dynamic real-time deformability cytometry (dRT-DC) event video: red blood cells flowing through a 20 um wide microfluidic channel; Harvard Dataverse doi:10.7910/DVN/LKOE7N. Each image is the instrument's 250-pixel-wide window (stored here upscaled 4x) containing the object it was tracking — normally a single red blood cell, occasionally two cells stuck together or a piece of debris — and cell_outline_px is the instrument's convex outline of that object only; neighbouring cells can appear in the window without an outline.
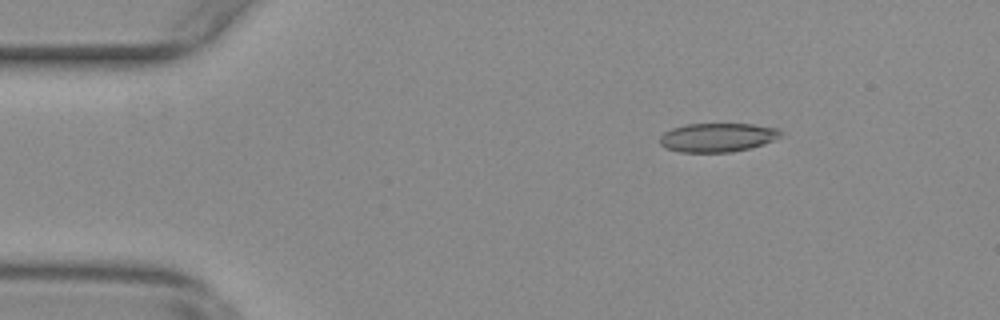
{"species": "common noctule bat (a hibernating species)", "species_latin": "Nyctalus noctula", "temperature_condition": "warm", "stored_images_in_passage": 47, "camera_frame_rate_fps": 3000, "um_per_image_px": 0.085, "animal": {"sex": "female", "body_mass_g": 29.2, "forearm_length_mm": 56.3}, "frame": {"image": 1, "passage_image": 1, "time_ms": 0.0, "image_size_px": [1000, 320], "cell_outline_px": [[784, 136], [764, 144], [732, 152], [680, 152], [668, 148], [660, 144], [660, 136], [664, 132], [672, 128], [688, 124], [752, 124], [780, 128], [784, 132]], "centroid_in_image_um": [61.06, 11.67], "position_along_channel_um": 23.9, "area_um2": 20.46}}
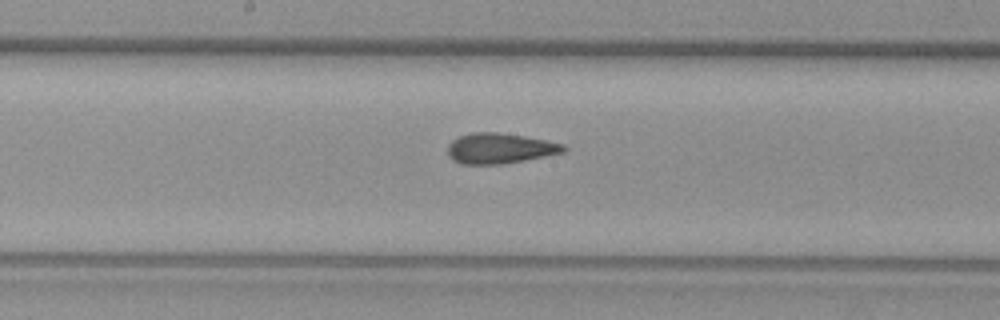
{"frame": {"image": 2, "passage_image": 21, "time_ms": 6.667, "image_size_px": [1000, 320], "cell_outline_px": [[568, 148], [564, 152], [504, 164], [460, 164], [452, 160], [448, 156], [448, 144], [452, 140], [460, 136], [472, 132], [496, 132], [524, 136], [564, 144]], "centroid_in_image_um": [42.45, 12.61], "position_along_channel_um": 205.7, "area_um2": 20.52}}
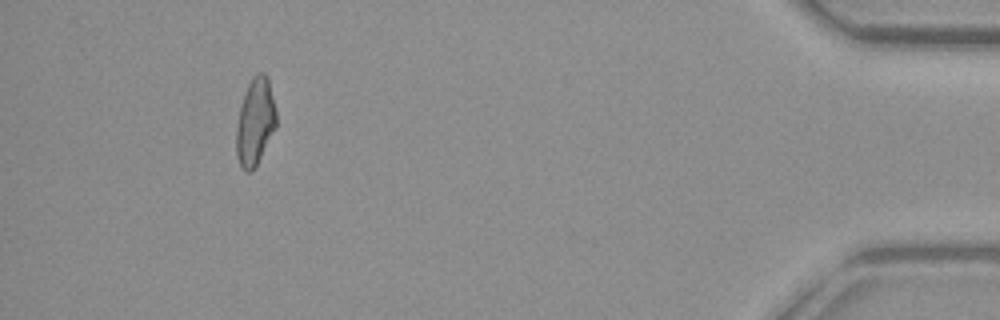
{"frame": {"image": 3, "passage_image": 43, "time_ms": 14.0, "image_size_px": [1000, 320], "cell_outline_px": [[276, 128], [252, 172], [244, 172], [240, 168], [236, 156], [236, 128], [240, 108], [248, 84], [252, 76], [256, 72], [264, 72], [268, 76], [276, 112]], "centroid_in_image_um": [21.68, 10.37], "position_along_channel_um": 413.5, "area_um2": 20.4}, "authors_computed_cell_mechanics": {"area_um2": 20.519, "velocity_mm_per_s": 3.7935, "shape_relaxation_time_tau1_ms": null, "shape_relaxation_time_tau2_ms": 2.2918, "deformation_change_tau1": null, "deformation_change_tau2": 0.0994}}